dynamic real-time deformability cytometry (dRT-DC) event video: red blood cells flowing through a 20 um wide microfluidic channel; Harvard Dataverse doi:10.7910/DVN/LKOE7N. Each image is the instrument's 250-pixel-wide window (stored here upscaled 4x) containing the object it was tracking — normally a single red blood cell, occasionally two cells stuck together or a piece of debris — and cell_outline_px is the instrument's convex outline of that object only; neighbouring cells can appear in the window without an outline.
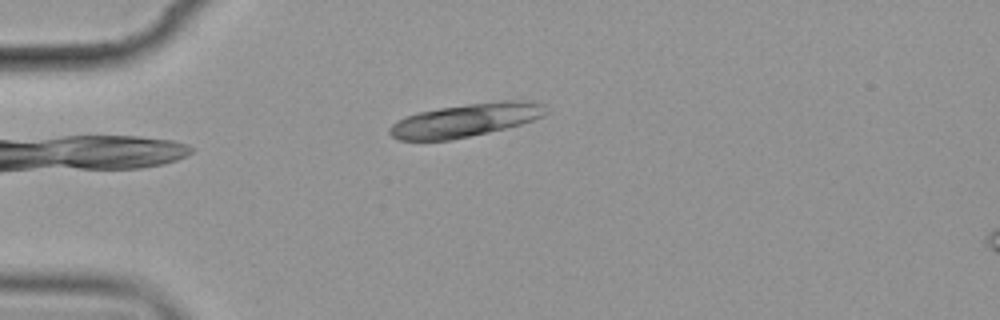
{"species": "common noctule bat (a hibernating species)", "species_latin": "Nyctalus noctula", "temperature_condition": "cold", "stored_images_in_passage": 2, "camera_frame_rate_fps": 3000, "um_per_image_px": 0.085, "animal": {"sex": "female", "body_mass_g": 19.9}, "frame": {"image": 1, "passage_image": 2, "time_ms": 1.667, "image_size_px": [1000, 320], "cell_outline_px": [[548, 112], [544, 116], [520, 124], [488, 132], [452, 140], [400, 140], [392, 136], [388, 132], [388, 128], [392, 124], [404, 116], [416, 112], [440, 108], [468, 104], [500, 100], [524, 100], [544, 104]], "centroid_in_image_um": [39.57, 10.2], "position_along_channel_um": 45.4, "area_um2": 30.29}}